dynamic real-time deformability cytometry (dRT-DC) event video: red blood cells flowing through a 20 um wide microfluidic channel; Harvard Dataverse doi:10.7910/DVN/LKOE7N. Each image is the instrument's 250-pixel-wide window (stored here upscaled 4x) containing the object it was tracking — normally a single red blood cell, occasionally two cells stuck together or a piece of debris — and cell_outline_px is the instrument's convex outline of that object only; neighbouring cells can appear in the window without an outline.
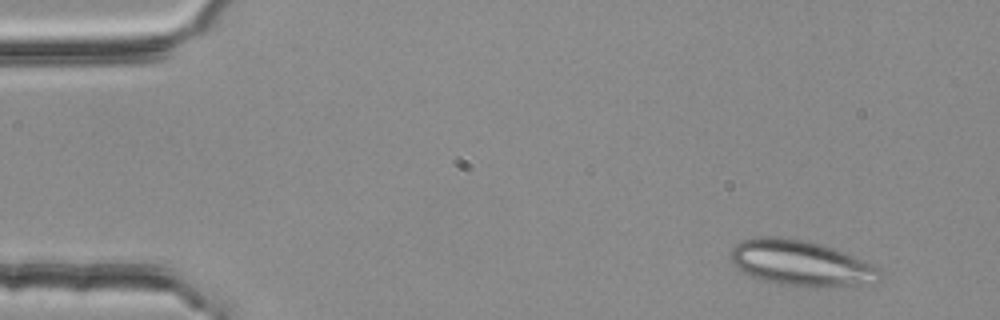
{"species": "common noctule bat (a hibernating species)", "species_latin": "Nyctalus noctula", "temperature_condition": "room temperature", "stored_images_in_passage": 3, "camera_frame_rate_fps": 3000, "um_per_image_px": 0.085, "animal": {"sex": "female", "body_mass_g": 25.1}, "frame": {"image": 1, "passage_image": 1, "time_ms": 0.0, "image_size_px": [1000, 320], "cell_outline_px": [[880, 280], [828, 288], [808, 288], [780, 284], [760, 280], [736, 268], [732, 264], [728, 256], [732, 248], [740, 240], [756, 236], [776, 236], [804, 240], [836, 248], [864, 260], [880, 268]], "centroid_in_image_um": [68.02, 22.36], "position_along_channel_um": 17.0, "area_um2": 40.17}}